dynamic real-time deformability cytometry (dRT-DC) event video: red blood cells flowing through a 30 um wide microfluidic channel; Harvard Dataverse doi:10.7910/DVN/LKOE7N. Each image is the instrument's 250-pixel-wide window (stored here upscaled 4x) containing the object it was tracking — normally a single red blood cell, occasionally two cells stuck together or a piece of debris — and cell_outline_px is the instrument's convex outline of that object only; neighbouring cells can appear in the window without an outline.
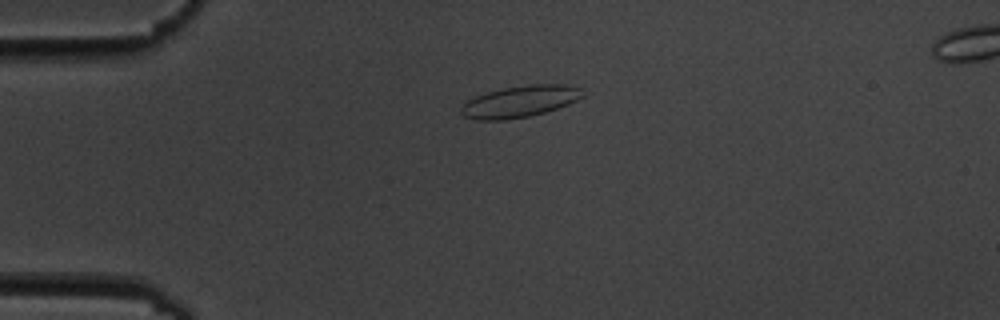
{"species": "common noctule bat (a hibernating species)", "species_latin": "Nyctalus noctula", "temperature_condition": "cold", "stored_images_in_passage": 6, "segment_of_instrument_passage": [1, 2], "camera_frame_rate_fps": 3000, "um_per_image_px": 0.085, "animal": {"sex": "male", "body_mass_g": 19.5, "forearm_length_mm": 54.6}, "frame": {"image": 1, "passage_image": 4, "time_ms": 4.333, "image_size_px": [1000, 320], "cell_outline_px": [[584, 96], [568, 104], [544, 112], [528, 116], [508, 120], [476, 120], [464, 116], [460, 112], [460, 108], [468, 100], [476, 96], [488, 92], [504, 88], [528, 84], [564, 84], [580, 88]], "centroid_in_image_um": [44.17, 8.63], "position_along_channel_um": 40.8, "area_um2": 22.2}}